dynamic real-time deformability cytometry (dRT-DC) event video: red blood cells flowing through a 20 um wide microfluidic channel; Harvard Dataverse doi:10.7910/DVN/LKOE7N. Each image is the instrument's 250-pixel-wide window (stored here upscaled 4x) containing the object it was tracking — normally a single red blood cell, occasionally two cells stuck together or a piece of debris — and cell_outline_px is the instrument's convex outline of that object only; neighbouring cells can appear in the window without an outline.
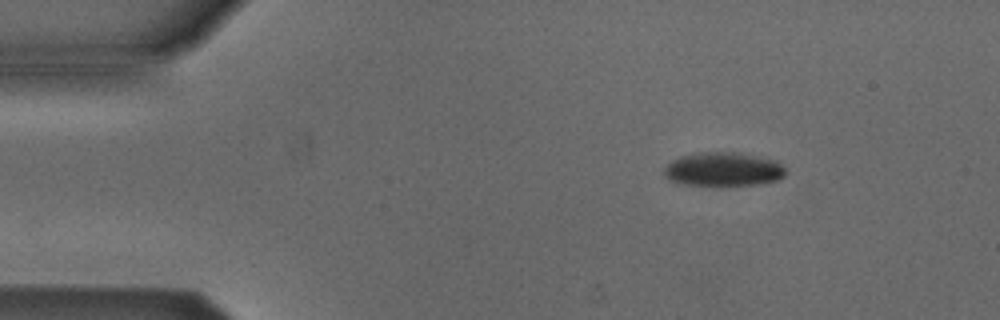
{"species": "Egyptian fruit bat (a non-hibernating species)", "species_latin": "Rousettus aegyptiacus", "temperature_condition": "cold", "stored_images_in_passage": 3, "camera_frame_rate_fps": 3000, "um_per_image_px": 0.085, "animal": {"sex": "male"}, "frame": {"image": 1, "passage_image": 1, "time_ms": 0.0, "image_size_px": [1000, 320], "cell_outline_px": [[788, 172], [784, 176], [776, 180], [760, 184], [684, 184], [668, 180], [664, 176], [664, 168], [672, 160], [680, 156], [700, 152], [736, 152], [776, 160]], "centroid_in_image_um": [61.47, 14.37], "position_along_channel_um": 23.5, "area_um2": 23.7}}